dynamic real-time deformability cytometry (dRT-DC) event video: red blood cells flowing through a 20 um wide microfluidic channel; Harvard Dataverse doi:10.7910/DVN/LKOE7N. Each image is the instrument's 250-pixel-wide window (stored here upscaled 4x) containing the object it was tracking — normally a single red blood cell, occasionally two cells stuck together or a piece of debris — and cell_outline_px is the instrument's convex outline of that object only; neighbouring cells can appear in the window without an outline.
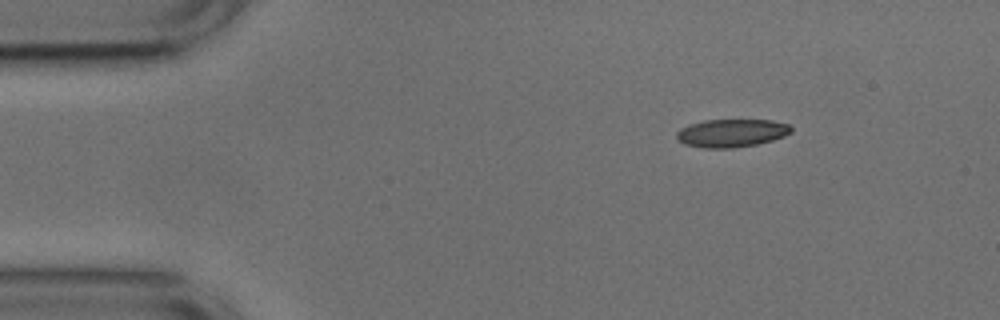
{"species": "common noctule bat (a hibernating species)", "species_latin": "Nyctalus noctula", "temperature_condition": "cold", "stored_images_in_passage": 7, "camera_frame_rate_fps": 3000, "um_per_image_px": 0.085, "animal": {"sex": "male", "body_mass_g": 17.9, "forearm_length_mm": 54.2}, "frame": {"image": 1, "passage_image": 7, "time_ms": 2.0, "image_size_px": [1000, 320], "cell_outline_px": [[792, 132], [784, 136], [772, 140], [756, 144], [732, 148], [704, 148], [684, 144], [676, 136], [676, 132], [680, 128], [688, 124], [704, 120], [772, 120], [788, 124], [792, 128]], "centroid_in_image_um": [62.17, 11.3], "position_along_channel_um": 22.8, "area_um2": 18.73}}